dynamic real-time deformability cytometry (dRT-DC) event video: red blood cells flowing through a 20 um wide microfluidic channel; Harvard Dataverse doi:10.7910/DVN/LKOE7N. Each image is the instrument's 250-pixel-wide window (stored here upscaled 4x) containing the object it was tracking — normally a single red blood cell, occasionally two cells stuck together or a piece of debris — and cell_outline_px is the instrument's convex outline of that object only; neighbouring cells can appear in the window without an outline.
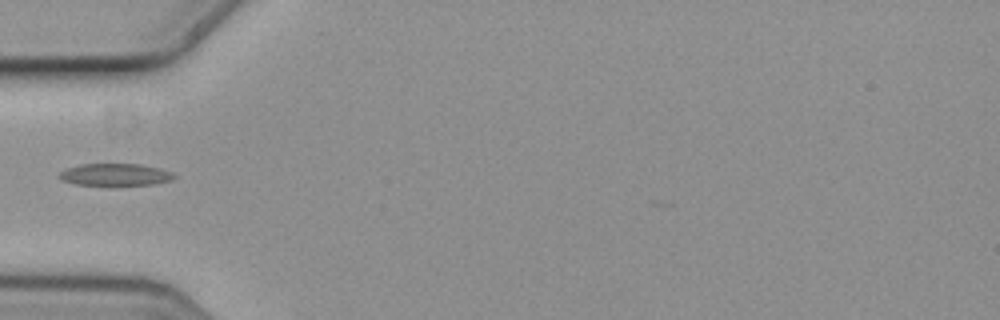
{"species": "common noctule bat (a hibernating species)", "species_latin": "Nyctalus noctula", "temperature_condition": "cold", "stored_images_in_passage": 4, "camera_frame_rate_fps": 3000, "um_per_image_px": 0.085, "animal": {"sex": "female", "body_mass_g": 19.3, "forearm_length_mm": 54.1}, "frame": {"image": 1, "passage_image": 2, "time_ms": 0.333, "image_size_px": [1000, 320], "cell_outline_px": [[176, 176], [168, 180], [152, 184], [76, 184], [60, 180], [56, 176], [60, 172], [68, 168], [80, 164], [140, 164], [172, 172]], "centroid_in_image_um": [9.71, 14.83], "position_along_channel_um": 75.3, "area_um2": 14.33}}
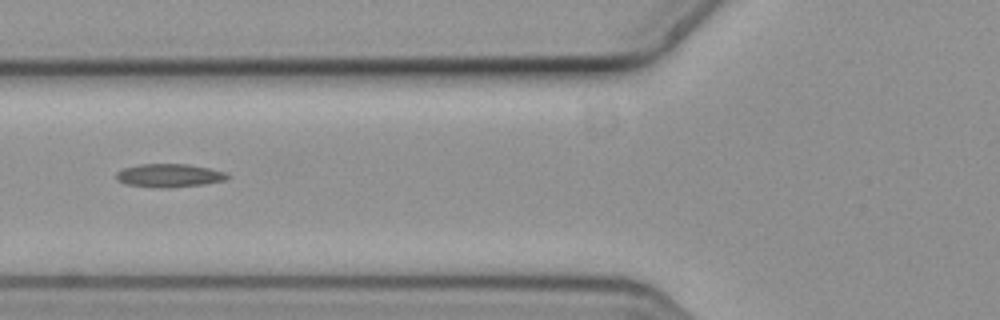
{"frame": {"image": 2, "passage_image": 3, "time_ms": 0.667, "image_size_px": [1000, 320], "cell_outline_px": [[232, 176], [228, 180], [204, 184], [168, 188], [160, 188], [124, 184], [116, 180], [116, 172], [124, 168], [140, 164], [188, 164], [228, 172]], "centroid_in_image_um": [14.42, 14.92], "position_along_channel_um": 111.4, "area_um2": 15.37}}
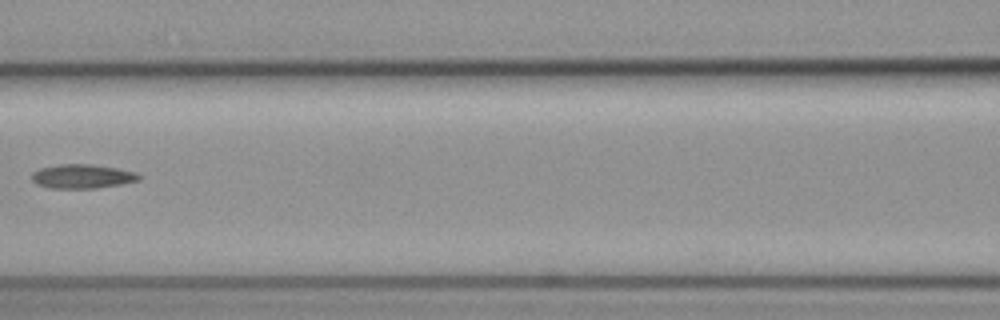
{"frame": {"image": 3, "passage_image": 4, "time_ms": 1.0, "image_size_px": [1000, 320], "cell_outline_px": [[140, 180], [120, 184], [96, 188], [48, 188], [36, 184], [32, 180], [32, 172], [40, 168], [60, 164], [92, 164], [116, 168], [136, 172], [140, 176]], "centroid_in_image_um": [6.97, 14.99], "position_along_channel_um": 159.6, "area_um2": 15.03}}